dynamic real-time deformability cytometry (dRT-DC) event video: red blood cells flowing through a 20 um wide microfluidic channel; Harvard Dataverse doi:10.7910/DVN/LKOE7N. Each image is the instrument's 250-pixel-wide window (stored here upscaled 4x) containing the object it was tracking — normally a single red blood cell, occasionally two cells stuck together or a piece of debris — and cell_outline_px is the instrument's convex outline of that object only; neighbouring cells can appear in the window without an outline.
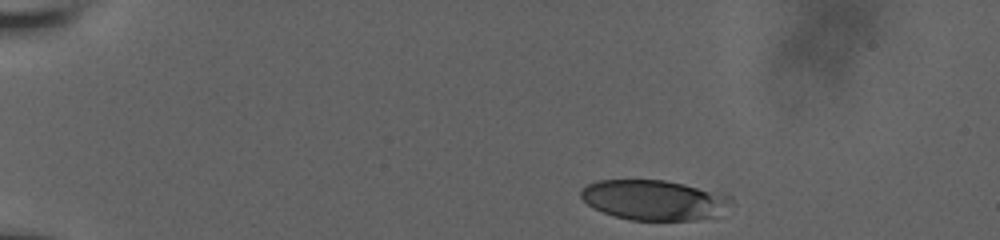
{"species": "human", "species_latin": "Homo sapiens", "temperature_condition": "room temperature", "stored_images_in_passage": 9, "camera_frame_rate_fps": 3000, "um_per_image_px": 0.085, "donor": {"sex": "male"}, "frame": {"image": 1, "passage_image": 1, "time_ms": 0.0, "image_size_px": [1000, 240], "cell_outline_px": [[732, 200], [712, 216], [696, 220], [632, 220], [616, 216], [592, 208], [580, 196], [580, 192], [588, 184], [596, 180], [664, 180], [684, 184], [732, 196]], "centroid_in_image_um": [55.52, 16.99], "position_along_channel_um": 29.5, "area_um2": 34.45}}